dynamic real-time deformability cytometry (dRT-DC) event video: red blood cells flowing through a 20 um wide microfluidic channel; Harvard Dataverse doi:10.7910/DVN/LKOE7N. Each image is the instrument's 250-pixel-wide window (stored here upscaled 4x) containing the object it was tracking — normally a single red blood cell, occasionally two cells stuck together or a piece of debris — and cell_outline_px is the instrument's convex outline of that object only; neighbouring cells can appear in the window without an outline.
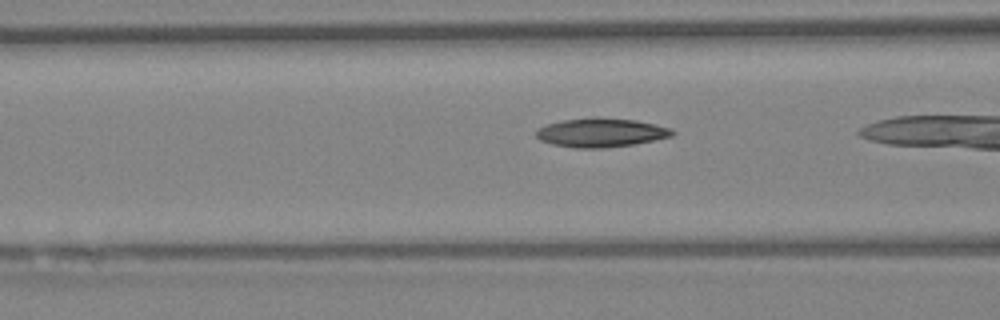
{"species": "Egyptian fruit bat (a non-hibernating species)", "species_latin": "Rousettus aegyptiacus", "temperature_condition": "warm", "stored_images_in_passage": 19, "camera_frame_rate_fps": 3000, "um_per_image_px": 0.085, "animal": {"sex": "female"}, "frame": {"image": 1, "passage_image": 16, "time_ms": 5.0, "image_size_px": [1000, 320], "cell_outline_px": [[672, 132], [668, 136], [652, 140], [632, 144], [556, 144], [544, 140], [536, 136], [536, 132], [540, 128], [548, 124], [568, 120], [632, 120], [652, 124], [664, 128]], "centroid_in_image_um": [51.07, 11.24], "position_along_channel_um": 115.5, "area_um2": 19.48}}